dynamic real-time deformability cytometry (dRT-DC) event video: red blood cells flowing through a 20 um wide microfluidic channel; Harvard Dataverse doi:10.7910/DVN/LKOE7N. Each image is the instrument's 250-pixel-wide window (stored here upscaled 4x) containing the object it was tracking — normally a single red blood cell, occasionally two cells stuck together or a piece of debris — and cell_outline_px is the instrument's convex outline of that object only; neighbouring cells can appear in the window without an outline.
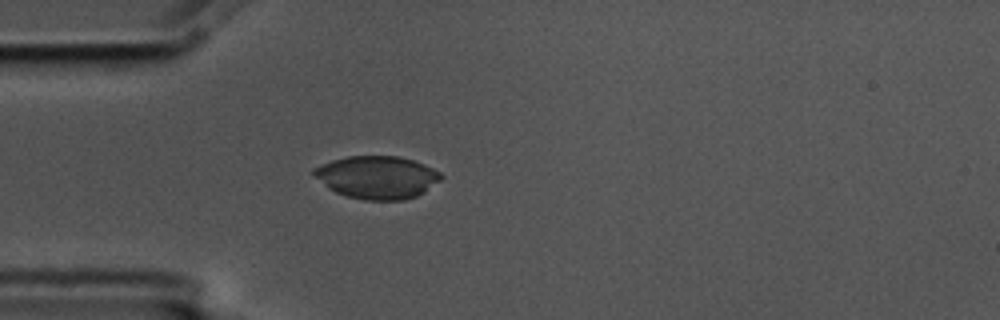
{"species": "common noctule bat (a hibernating species)", "species_latin": "Nyctalus noctula", "temperature_condition": "cold", "stored_images_in_passage": 1, "camera_frame_rate_fps": 3000, "um_per_image_px": 0.085, "animal": {"sex": "male", "body_mass_g": 17.5, "forearm_length_mm": 52.3}, "frame": {"image": 1, "passage_image": 1, "time_ms": 0.0, "image_size_px": [1000, 320], "cell_outline_px": [[444, 176], [440, 180], [424, 192], [416, 196], [404, 200], [364, 200], [348, 196], [336, 192], [328, 188], [312, 172], [312, 168], [320, 164], [332, 160], [348, 156], [396, 156], [412, 160], [424, 164], [440, 172]], "centroid_in_image_um": [32.06, 15.07], "position_along_channel_um": 52.9, "area_um2": 31.56}}